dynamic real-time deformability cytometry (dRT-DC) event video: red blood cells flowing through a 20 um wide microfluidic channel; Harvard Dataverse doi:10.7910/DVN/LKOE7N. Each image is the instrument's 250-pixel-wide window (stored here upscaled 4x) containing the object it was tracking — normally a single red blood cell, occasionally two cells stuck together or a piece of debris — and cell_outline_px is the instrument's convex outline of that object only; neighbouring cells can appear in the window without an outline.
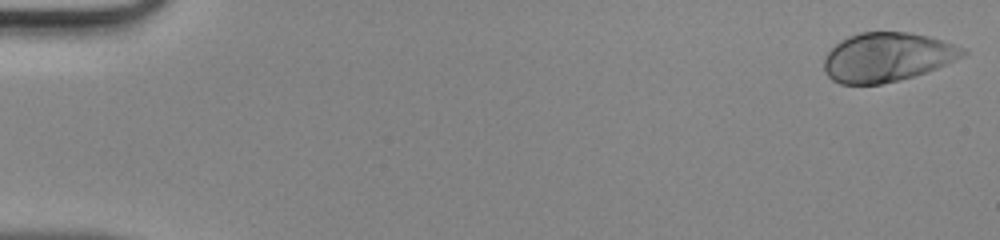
{"species": "human", "species_latin": "Homo sapiens", "temperature_condition": "room temperature", "stored_images_in_passage": 47, "camera_frame_rate_fps": 3000, "um_per_image_px": 0.085, "donor": {"sex": "male"}, "frame": {"image": 1, "passage_image": 1, "time_ms": 0.0, "image_size_px": [1000, 240], "cell_outline_px": [[968, 52], [964, 56], [956, 60], [936, 68], [912, 76], [880, 84], [840, 84], [832, 80], [824, 72], [824, 56], [840, 40], [848, 36], [860, 32], [908, 32], [928, 36], [964, 48]], "centroid_in_image_um": [75.37, 4.85], "position_along_channel_um": 9.6, "area_um2": 39.48}}
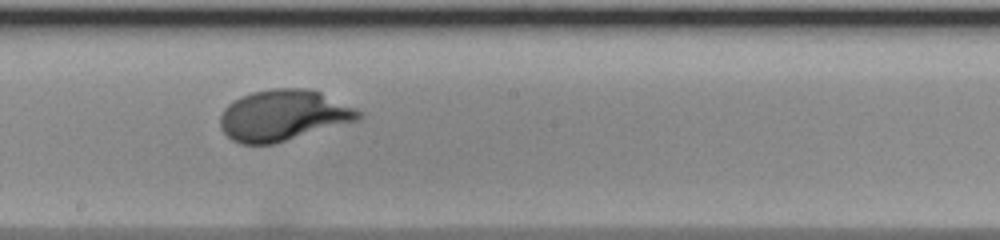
{"frame": {"image": 2, "passage_image": 27, "time_ms": 8.667, "image_size_px": [1000, 240], "cell_outline_px": [[364, 116], [360, 120], [272, 144], [240, 144], [232, 140], [220, 128], [220, 116], [224, 108], [228, 104], [240, 96], [252, 92], [272, 88], [304, 88], [320, 92], [356, 108], [364, 112]], "centroid_in_image_um": [24.09, 9.8], "position_along_channel_um": 224.1, "area_um2": 41.21}}
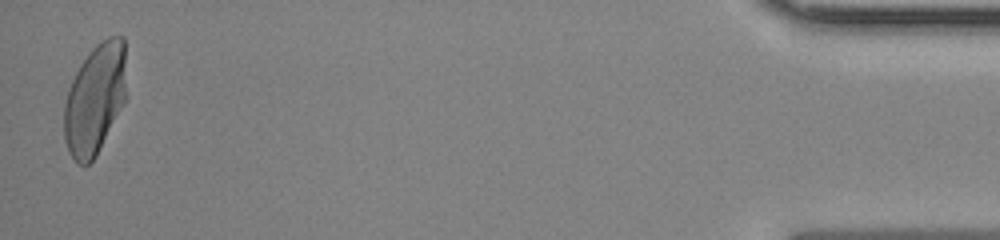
{"frame": {"image": 3, "passage_image": 47, "time_ms": 15.333, "image_size_px": [1000, 240], "cell_outline_px": [[124, 104], [96, 156], [88, 164], [80, 164], [68, 152], [64, 140], [64, 104], [68, 88], [80, 64], [92, 48], [96, 44], [108, 36], [124, 36]], "centroid_in_image_um": [8.04, 8.43], "position_along_channel_um": 427.2, "area_um2": 39.77}}